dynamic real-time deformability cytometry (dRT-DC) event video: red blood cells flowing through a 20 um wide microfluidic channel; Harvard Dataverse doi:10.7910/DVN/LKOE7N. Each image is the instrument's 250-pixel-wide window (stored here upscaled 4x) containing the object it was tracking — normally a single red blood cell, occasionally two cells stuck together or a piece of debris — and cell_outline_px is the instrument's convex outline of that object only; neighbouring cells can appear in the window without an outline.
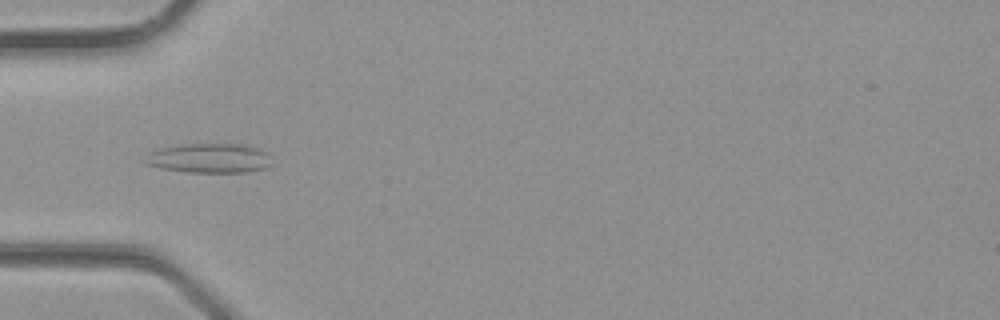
{"species": "common noctule bat (a hibernating species)", "species_latin": "Nyctalus noctula", "temperature_condition": "room temperature", "stored_images_in_passage": 30, "camera_frame_rate_fps": 3000, "um_per_image_px": 0.085, "animal": {"sex": "male", "body_mass_g": 23.1, "forearm_length_mm": 52.7}, "frame": {"image": 1, "passage_image": 7, "time_ms": 2.0, "image_size_px": [1000, 320], "cell_outline_px": [[272, 164], [268, 168], [248, 172], [188, 172], [160, 168], [144, 164], [140, 160], [148, 152], [160, 148], [180, 144], [244, 144], [260, 148], [268, 152]], "centroid_in_image_um": [17.77, 13.44], "position_along_channel_um": 67.2, "area_um2": 22.37}}
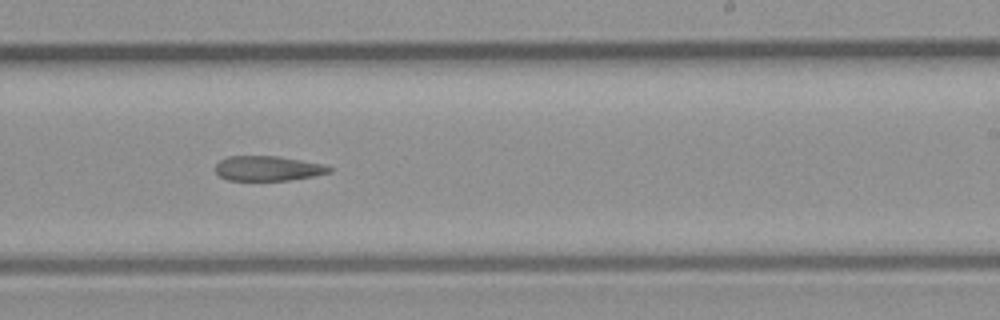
{"frame": {"image": 2, "passage_image": 17, "time_ms": 5.333, "image_size_px": [1000, 320], "cell_outline_px": [[332, 172], [316, 176], [288, 180], [228, 180], [220, 176], [216, 172], [216, 164], [220, 160], [228, 156], [276, 156], [324, 164], [332, 168]], "centroid_in_image_um": [22.8, 14.31], "position_along_channel_um": 266.2, "area_um2": 16.47}}
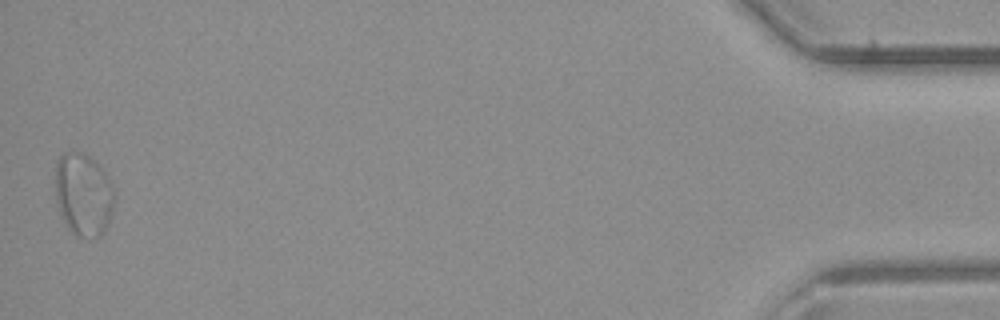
{"frame": {"image": 3, "passage_image": 30, "time_ms": 9.667, "image_size_px": [1000, 320], "cell_outline_px": [[116, 196], [112, 212], [100, 236], [80, 236], [72, 232], [64, 220], [60, 212], [56, 200], [56, 160], [64, 152], [80, 152], [88, 156], [104, 172], [112, 184]], "centroid_in_image_um": [7.09, 16.5], "position_along_channel_um": 428.1, "area_um2": 27.98}}